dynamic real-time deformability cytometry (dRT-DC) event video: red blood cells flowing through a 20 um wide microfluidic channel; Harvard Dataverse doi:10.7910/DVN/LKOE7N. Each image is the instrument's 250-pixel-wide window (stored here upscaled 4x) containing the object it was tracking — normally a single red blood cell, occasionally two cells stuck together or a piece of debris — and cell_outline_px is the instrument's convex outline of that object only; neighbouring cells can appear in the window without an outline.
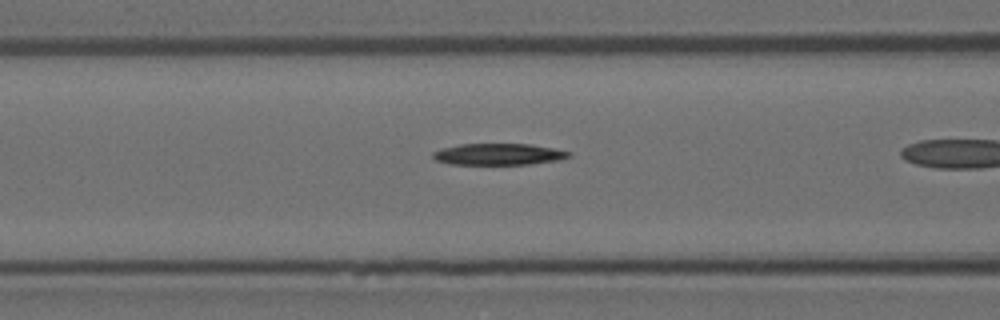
{"species": "Egyptian fruit bat (a non-hibernating species)", "species_latin": "Rousettus aegyptiacus", "temperature_condition": "room temperature", "stored_images_in_passage": 25, "camera_frame_rate_fps": 3000, "um_per_image_px": 0.085, "animal": {"sex": "female"}, "frame": {"image": 1, "passage_image": 4, "time_ms": 1.0, "image_size_px": [1000, 320], "cell_outline_px": [[572, 156], [556, 160], [528, 164], [452, 164], [436, 160], [432, 156], [432, 152], [444, 148], [460, 144], [532, 144], [572, 152]], "centroid_in_image_um": [42.39, 13.1], "position_along_channel_um": 124.2, "area_um2": 16.82}}
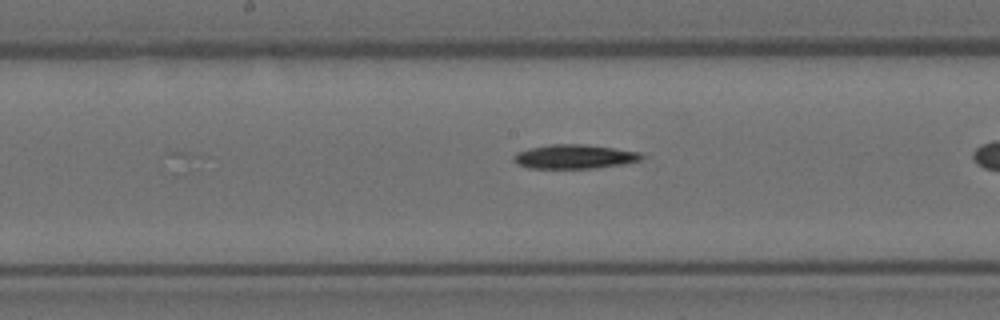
{"frame": {"image": 2, "passage_image": 10, "time_ms": 3.0, "image_size_px": [1000, 320], "cell_outline_px": [[640, 160], [624, 164], [596, 168], [528, 168], [516, 164], [512, 160], [512, 156], [516, 152], [528, 148], [548, 144], [584, 144], [640, 152]], "centroid_in_image_um": [48.73, 13.31], "position_along_channel_um": 199.5, "area_um2": 18.03}}
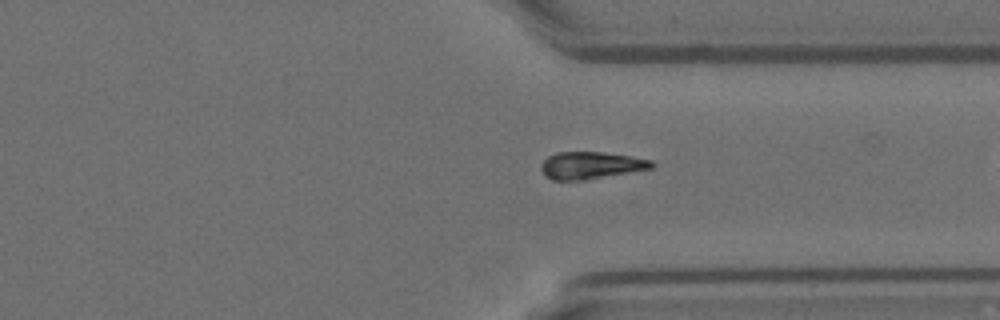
{"frame": {"image": 3, "passage_image": 23, "time_ms": 7.333, "image_size_px": [1000, 320], "cell_outline_px": [[656, 164], [652, 168], [588, 180], [552, 180], [544, 176], [540, 168], [540, 164], [548, 156], [556, 152], [604, 152], [632, 156], [652, 160]], "centroid_in_image_um": [50.21, 14.06], "position_along_channel_um": 361.2, "area_um2": 17.8}}